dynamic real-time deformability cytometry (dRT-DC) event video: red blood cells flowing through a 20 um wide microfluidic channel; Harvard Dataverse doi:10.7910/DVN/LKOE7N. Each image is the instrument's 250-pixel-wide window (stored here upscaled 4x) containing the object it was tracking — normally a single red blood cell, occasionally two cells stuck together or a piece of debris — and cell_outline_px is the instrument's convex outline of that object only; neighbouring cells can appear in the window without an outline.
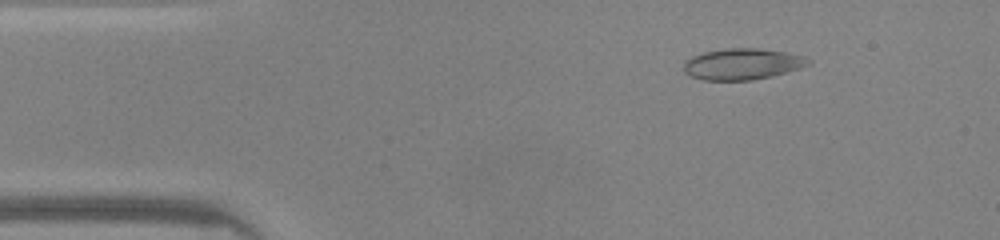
{"species": "common noctule bat (a hibernating species)", "species_latin": "Nyctalus noctula", "temperature_condition": "warm", "stored_images_in_passage": 47, "camera_frame_rate_fps": 3000, "um_per_image_px": 0.085, "animal": {"sex": "male", "body_mass_g": 20.0, "forearm_length_mm": 53.3}, "frame": {"image": 1, "passage_image": 6, "time_ms": 1.667, "image_size_px": [1000, 240], "cell_outline_px": [[812, 60], [808, 64], [800, 68], [772, 76], [752, 80], [704, 80], [692, 76], [684, 72], [684, 60], [692, 56], [704, 52], [728, 48], [756, 48], [784, 52], [804, 56]], "centroid_in_image_um": [63.09, 5.44], "position_along_channel_um": 21.9, "area_um2": 22.54}}
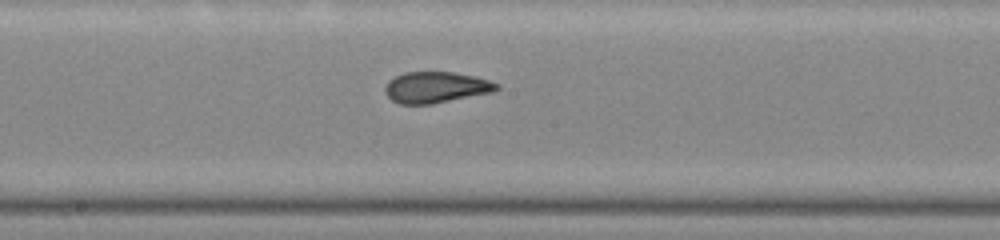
{"frame": {"image": 2, "passage_image": 24, "time_ms": 7.667, "image_size_px": [1000, 240], "cell_outline_px": [[500, 88], [492, 92], [432, 104], [400, 104], [392, 100], [384, 92], [384, 88], [388, 80], [404, 72], [452, 72], [476, 76], [500, 84]], "centroid_in_image_um": [37.05, 7.42], "position_along_channel_um": 211.2, "area_um2": 20.29}}
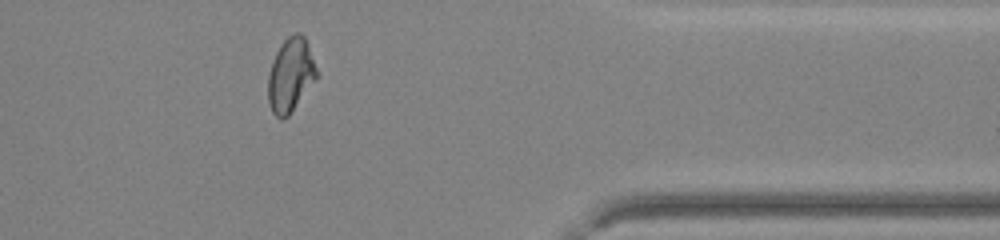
{"frame": {"image": 3, "passage_image": 38, "time_ms": 12.333, "image_size_px": [1000, 240], "cell_outline_px": [[320, 76], [288, 116], [280, 120], [272, 112], [268, 104], [268, 76], [272, 60], [280, 44], [288, 36], [296, 32], [300, 32], [304, 36], [308, 44], [320, 72]], "centroid_in_image_um": [24.73, 6.37], "position_along_channel_um": 386.7, "area_um2": 21.5}, "authors_computed_cell_mechanics": {"area_um2": 21.3282, "velocity_mm_per_s": 4.2545, "shape_relaxation_time_tau1_ms": null, "shape_relaxation_time_tau2_ms": 0.9388, "deformation_change_tau1": null, "deformation_change_tau2": 0.054}}